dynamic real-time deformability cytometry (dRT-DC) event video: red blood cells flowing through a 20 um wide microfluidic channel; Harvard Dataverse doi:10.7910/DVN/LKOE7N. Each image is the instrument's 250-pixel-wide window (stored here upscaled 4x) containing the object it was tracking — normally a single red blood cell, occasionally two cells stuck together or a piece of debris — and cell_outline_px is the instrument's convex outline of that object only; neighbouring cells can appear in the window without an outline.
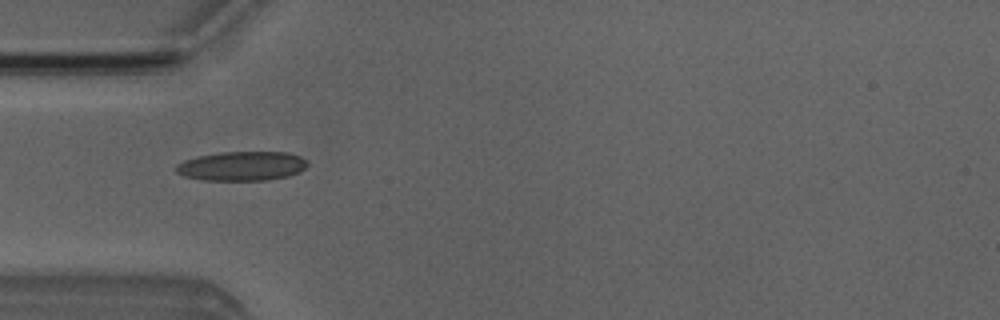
{"species": "Egyptian fruit bat (a non-hibernating species)", "species_latin": "Rousettus aegyptiacus", "temperature_condition": "room temperature", "stored_images_in_passage": 5, "camera_frame_rate_fps": 3000, "um_per_image_px": 0.085, "animal": {"sex": "male"}, "frame": {"image": 1, "passage_image": 2, "time_ms": 1.0, "image_size_px": [1000, 320], "cell_outline_px": [[308, 164], [300, 172], [288, 176], [268, 180], [204, 180], [184, 176], [176, 172], [176, 164], [184, 160], [196, 156], [220, 152], [288, 152], [300, 156], [308, 160]], "centroid_in_image_um": [20.57, 14.11], "position_along_channel_um": 64.4, "area_um2": 22.6}}